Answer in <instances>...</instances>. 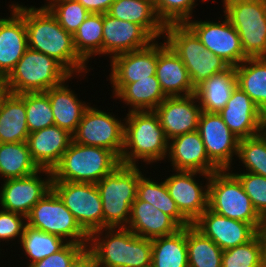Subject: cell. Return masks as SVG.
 <instances>
[{
	"label": "cell",
	"mask_w": 266,
	"mask_h": 267,
	"mask_svg": "<svg viewBox=\"0 0 266 267\" xmlns=\"http://www.w3.org/2000/svg\"><path fill=\"white\" fill-rule=\"evenodd\" d=\"M151 267H189L187 226L172 235L152 239Z\"/></svg>",
	"instance_id": "1f68e13d"
},
{
	"label": "cell",
	"mask_w": 266,
	"mask_h": 267,
	"mask_svg": "<svg viewBox=\"0 0 266 267\" xmlns=\"http://www.w3.org/2000/svg\"><path fill=\"white\" fill-rule=\"evenodd\" d=\"M223 250L193 224L187 226L189 267H222Z\"/></svg>",
	"instance_id": "e575fe53"
},
{
	"label": "cell",
	"mask_w": 266,
	"mask_h": 267,
	"mask_svg": "<svg viewBox=\"0 0 266 267\" xmlns=\"http://www.w3.org/2000/svg\"><path fill=\"white\" fill-rule=\"evenodd\" d=\"M10 17H0V80H4L14 69L28 48L24 21V5H9Z\"/></svg>",
	"instance_id": "e0dca14e"
},
{
	"label": "cell",
	"mask_w": 266,
	"mask_h": 267,
	"mask_svg": "<svg viewBox=\"0 0 266 267\" xmlns=\"http://www.w3.org/2000/svg\"><path fill=\"white\" fill-rule=\"evenodd\" d=\"M156 210L157 209L153 205L149 204L146 201L139 200L138 198H136L133 204L131 205L130 217L153 215L156 212Z\"/></svg>",
	"instance_id": "c3c4849f"
},
{
	"label": "cell",
	"mask_w": 266,
	"mask_h": 267,
	"mask_svg": "<svg viewBox=\"0 0 266 267\" xmlns=\"http://www.w3.org/2000/svg\"><path fill=\"white\" fill-rule=\"evenodd\" d=\"M219 115L239 139L258 135L266 129V115L238 86Z\"/></svg>",
	"instance_id": "ac0fdd59"
},
{
	"label": "cell",
	"mask_w": 266,
	"mask_h": 267,
	"mask_svg": "<svg viewBox=\"0 0 266 267\" xmlns=\"http://www.w3.org/2000/svg\"><path fill=\"white\" fill-rule=\"evenodd\" d=\"M26 225V217L19 213L0 209V242L18 240L20 243ZM7 241V242H6Z\"/></svg>",
	"instance_id": "f6af8a7d"
},
{
	"label": "cell",
	"mask_w": 266,
	"mask_h": 267,
	"mask_svg": "<svg viewBox=\"0 0 266 267\" xmlns=\"http://www.w3.org/2000/svg\"><path fill=\"white\" fill-rule=\"evenodd\" d=\"M168 140L198 130L202 112L195 94L166 97L154 110Z\"/></svg>",
	"instance_id": "d6986e66"
},
{
	"label": "cell",
	"mask_w": 266,
	"mask_h": 267,
	"mask_svg": "<svg viewBox=\"0 0 266 267\" xmlns=\"http://www.w3.org/2000/svg\"><path fill=\"white\" fill-rule=\"evenodd\" d=\"M258 234L261 237L263 243L264 258L266 262V218H263V221L261 222L258 229Z\"/></svg>",
	"instance_id": "f907efd6"
},
{
	"label": "cell",
	"mask_w": 266,
	"mask_h": 267,
	"mask_svg": "<svg viewBox=\"0 0 266 267\" xmlns=\"http://www.w3.org/2000/svg\"><path fill=\"white\" fill-rule=\"evenodd\" d=\"M237 87L236 67L212 75L195 88V96L203 112L219 113Z\"/></svg>",
	"instance_id": "f1b7e54d"
},
{
	"label": "cell",
	"mask_w": 266,
	"mask_h": 267,
	"mask_svg": "<svg viewBox=\"0 0 266 267\" xmlns=\"http://www.w3.org/2000/svg\"><path fill=\"white\" fill-rule=\"evenodd\" d=\"M25 108L29 133L54 125L50 100L45 92H26Z\"/></svg>",
	"instance_id": "60d3db41"
},
{
	"label": "cell",
	"mask_w": 266,
	"mask_h": 267,
	"mask_svg": "<svg viewBox=\"0 0 266 267\" xmlns=\"http://www.w3.org/2000/svg\"><path fill=\"white\" fill-rule=\"evenodd\" d=\"M235 67L237 86L266 115V57H249Z\"/></svg>",
	"instance_id": "4dcf8cb0"
},
{
	"label": "cell",
	"mask_w": 266,
	"mask_h": 267,
	"mask_svg": "<svg viewBox=\"0 0 266 267\" xmlns=\"http://www.w3.org/2000/svg\"><path fill=\"white\" fill-rule=\"evenodd\" d=\"M127 228L147 239L172 235L181 229L170 216L158 209L153 215L130 217Z\"/></svg>",
	"instance_id": "f35d334b"
},
{
	"label": "cell",
	"mask_w": 266,
	"mask_h": 267,
	"mask_svg": "<svg viewBox=\"0 0 266 267\" xmlns=\"http://www.w3.org/2000/svg\"><path fill=\"white\" fill-rule=\"evenodd\" d=\"M91 14L107 13L115 0H77Z\"/></svg>",
	"instance_id": "7dc6e473"
},
{
	"label": "cell",
	"mask_w": 266,
	"mask_h": 267,
	"mask_svg": "<svg viewBox=\"0 0 266 267\" xmlns=\"http://www.w3.org/2000/svg\"><path fill=\"white\" fill-rule=\"evenodd\" d=\"M222 267H266L263 243L259 234L245 244L224 250Z\"/></svg>",
	"instance_id": "ab89813d"
},
{
	"label": "cell",
	"mask_w": 266,
	"mask_h": 267,
	"mask_svg": "<svg viewBox=\"0 0 266 267\" xmlns=\"http://www.w3.org/2000/svg\"><path fill=\"white\" fill-rule=\"evenodd\" d=\"M237 158L246 172L266 177V129L258 135L239 139Z\"/></svg>",
	"instance_id": "74e56055"
},
{
	"label": "cell",
	"mask_w": 266,
	"mask_h": 267,
	"mask_svg": "<svg viewBox=\"0 0 266 267\" xmlns=\"http://www.w3.org/2000/svg\"><path fill=\"white\" fill-rule=\"evenodd\" d=\"M44 6L70 34H74L90 12L77 0H45Z\"/></svg>",
	"instance_id": "b9f144b4"
},
{
	"label": "cell",
	"mask_w": 266,
	"mask_h": 267,
	"mask_svg": "<svg viewBox=\"0 0 266 267\" xmlns=\"http://www.w3.org/2000/svg\"><path fill=\"white\" fill-rule=\"evenodd\" d=\"M26 120L25 93L0 94V143L27 142L29 135Z\"/></svg>",
	"instance_id": "4316f807"
},
{
	"label": "cell",
	"mask_w": 266,
	"mask_h": 267,
	"mask_svg": "<svg viewBox=\"0 0 266 267\" xmlns=\"http://www.w3.org/2000/svg\"><path fill=\"white\" fill-rule=\"evenodd\" d=\"M154 39L138 24L103 13L102 55L110 60L123 53L147 47Z\"/></svg>",
	"instance_id": "7402d4cb"
},
{
	"label": "cell",
	"mask_w": 266,
	"mask_h": 267,
	"mask_svg": "<svg viewBox=\"0 0 266 267\" xmlns=\"http://www.w3.org/2000/svg\"><path fill=\"white\" fill-rule=\"evenodd\" d=\"M107 14L140 25L154 40L164 37L165 26L156 14L153 0H115Z\"/></svg>",
	"instance_id": "f546056e"
},
{
	"label": "cell",
	"mask_w": 266,
	"mask_h": 267,
	"mask_svg": "<svg viewBox=\"0 0 266 267\" xmlns=\"http://www.w3.org/2000/svg\"><path fill=\"white\" fill-rule=\"evenodd\" d=\"M104 235V236H103ZM95 267H151L152 239L128 228H103L89 235Z\"/></svg>",
	"instance_id": "7a4b0ae2"
},
{
	"label": "cell",
	"mask_w": 266,
	"mask_h": 267,
	"mask_svg": "<svg viewBox=\"0 0 266 267\" xmlns=\"http://www.w3.org/2000/svg\"><path fill=\"white\" fill-rule=\"evenodd\" d=\"M52 189L88 235L103 229L102 200L96 184L52 182Z\"/></svg>",
	"instance_id": "7c38bea8"
},
{
	"label": "cell",
	"mask_w": 266,
	"mask_h": 267,
	"mask_svg": "<svg viewBox=\"0 0 266 267\" xmlns=\"http://www.w3.org/2000/svg\"><path fill=\"white\" fill-rule=\"evenodd\" d=\"M174 172L164 179L165 185L179 211L193 223L208 208L211 175L196 171ZM197 175L206 179L205 185L196 179Z\"/></svg>",
	"instance_id": "9a60e30c"
},
{
	"label": "cell",
	"mask_w": 266,
	"mask_h": 267,
	"mask_svg": "<svg viewBox=\"0 0 266 267\" xmlns=\"http://www.w3.org/2000/svg\"><path fill=\"white\" fill-rule=\"evenodd\" d=\"M186 24L199 37L205 49L221 57L230 66H238L248 58L243 52L237 31L226 16L223 21L190 19Z\"/></svg>",
	"instance_id": "5bb4252c"
},
{
	"label": "cell",
	"mask_w": 266,
	"mask_h": 267,
	"mask_svg": "<svg viewBox=\"0 0 266 267\" xmlns=\"http://www.w3.org/2000/svg\"><path fill=\"white\" fill-rule=\"evenodd\" d=\"M156 77L167 97L195 93L187 68L165 40L157 41Z\"/></svg>",
	"instance_id": "cb8c5ba5"
},
{
	"label": "cell",
	"mask_w": 266,
	"mask_h": 267,
	"mask_svg": "<svg viewBox=\"0 0 266 267\" xmlns=\"http://www.w3.org/2000/svg\"><path fill=\"white\" fill-rule=\"evenodd\" d=\"M140 169L139 165L120 164L96 183L102 200L103 228H127L139 179L145 175Z\"/></svg>",
	"instance_id": "5b68a950"
},
{
	"label": "cell",
	"mask_w": 266,
	"mask_h": 267,
	"mask_svg": "<svg viewBox=\"0 0 266 267\" xmlns=\"http://www.w3.org/2000/svg\"><path fill=\"white\" fill-rule=\"evenodd\" d=\"M112 112L106 113L97 107L88 106L72 135L73 141L113 151L119 158L124 146V119H118Z\"/></svg>",
	"instance_id": "8fae6325"
},
{
	"label": "cell",
	"mask_w": 266,
	"mask_h": 267,
	"mask_svg": "<svg viewBox=\"0 0 266 267\" xmlns=\"http://www.w3.org/2000/svg\"><path fill=\"white\" fill-rule=\"evenodd\" d=\"M38 170L27 142L0 143V177L3 180L27 177Z\"/></svg>",
	"instance_id": "d6a6232c"
},
{
	"label": "cell",
	"mask_w": 266,
	"mask_h": 267,
	"mask_svg": "<svg viewBox=\"0 0 266 267\" xmlns=\"http://www.w3.org/2000/svg\"><path fill=\"white\" fill-rule=\"evenodd\" d=\"M73 78L54 58L28 47L3 80V88L13 94L46 92L66 79L71 81Z\"/></svg>",
	"instance_id": "8992f818"
},
{
	"label": "cell",
	"mask_w": 266,
	"mask_h": 267,
	"mask_svg": "<svg viewBox=\"0 0 266 267\" xmlns=\"http://www.w3.org/2000/svg\"><path fill=\"white\" fill-rule=\"evenodd\" d=\"M112 98L120 99L130 111L155 110L165 99L156 75L132 83H111Z\"/></svg>",
	"instance_id": "484cf974"
},
{
	"label": "cell",
	"mask_w": 266,
	"mask_h": 267,
	"mask_svg": "<svg viewBox=\"0 0 266 267\" xmlns=\"http://www.w3.org/2000/svg\"><path fill=\"white\" fill-rule=\"evenodd\" d=\"M73 140L68 131L53 125L28 135L32 160L40 169L53 170Z\"/></svg>",
	"instance_id": "d4e9b609"
},
{
	"label": "cell",
	"mask_w": 266,
	"mask_h": 267,
	"mask_svg": "<svg viewBox=\"0 0 266 267\" xmlns=\"http://www.w3.org/2000/svg\"><path fill=\"white\" fill-rule=\"evenodd\" d=\"M24 21L29 48L54 58L74 77H84L90 72L88 63L75 50L73 35L58 23L44 5L39 8L35 5L24 6Z\"/></svg>",
	"instance_id": "6da1fadb"
},
{
	"label": "cell",
	"mask_w": 266,
	"mask_h": 267,
	"mask_svg": "<svg viewBox=\"0 0 266 267\" xmlns=\"http://www.w3.org/2000/svg\"><path fill=\"white\" fill-rule=\"evenodd\" d=\"M163 38L184 63L195 88L212 75L230 67L221 57L205 49L199 37L186 23L165 26Z\"/></svg>",
	"instance_id": "52a82bcc"
},
{
	"label": "cell",
	"mask_w": 266,
	"mask_h": 267,
	"mask_svg": "<svg viewBox=\"0 0 266 267\" xmlns=\"http://www.w3.org/2000/svg\"><path fill=\"white\" fill-rule=\"evenodd\" d=\"M143 175L137 185V198L153 205L156 209L170 216L181 228L192 223L179 211L176 202L171 198L164 180L150 179Z\"/></svg>",
	"instance_id": "836d02e7"
},
{
	"label": "cell",
	"mask_w": 266,
	"mask_h": 267,
	"mask_svg": "<svg viewBox=\"0 0 266 267\" xmlns=\"http://www.w3.org/2000/svg\"><path fill=\"white\" fill-rule=\"evenodd\" d=\"M125 117L121 164L137 166L139 159L145 165L166 161L169 140L154 110L130 111Z\"/></svg>",
	"instance_id": "3957f363"
},
{
	"label": "cell",
	"mask_w": 266,
	"mask_h": 267,
	"mask_svg": "<svg viewBox=\"0 0 266 267\" xmlns=\"http://www.w3.org/2000/svg\"><path fill=\"white\" fill-rule=\"evenodd\" d=\"M88 245L67 243L61 250L26 267H68L70 262Z\"/></svg>",
	"instance_id": "bcb514c9"
},
{
	"label": "cell",
	"mask_w": 266,
	"mask_h": 267,
	"mask_svg": "<svg viewBox=\"0 0 266 267\" xmlns=\"http://www.w3.org/2000/svg\"><path fill=\"white\" fill-rule=\"evenodd\" d=\"M157 40L147 47L119 54L110 60L109 83H132L156 75Z\"/></svg>",
	"instance_id": "603a6c76"
},
{
	"label": "cell",
	"mask_w": 266,
	"mask_h": 267,
	"mask_svg": "<svg viewBox=\"0 0 266 267\" xmlns=\"http://www.w3.org/2000/svg\"><path fill=\"white\" fill-rule=\"evenodd\" d=\"M208 208L221 216L249 223L257 231L263 221L241 182L229 169L211 174Z\"/></svg>",
	"instance_id": "ba28073f"
},
{
	"label": "cell",
	"mask_w": 266,
	"mask_h": 267,
	"mask_svg": "<svg viewBox=\"0 0 266 267\" xmlns=\"http://www.w3.org/2000/svg\"><path fill=\"white\" fill-rule=\"evenodd\" d=\"M67 81L68 79L60 85L48 89L45 93L50 100L54 125L73 135L77 130L85 109L91 103L87 104L82 99H78L75 91L67 85Z\"/></svg>",
	"instance_id": "83f0119b"
},
{
	"label": "cell",
	"mask_w": 266,
	"mask_h": 267,
	"mask_svg": "<svg viewBox=\"0 0 266 267\" xmlns=\"http://www.w3.org/2000/svg\"><path fill=\"white\" fill-rule=\"evenodd\" d=\"M68 242L59 236L25 225L20 246L28 266L61 250Z\"/></svg>",
	"instance_id": "8d00e7d4"
},
{
	"label": "cell",
	"mask_w": 266,
	"mask_h": 267,
	"mask_svg": "<svg viewBox=\"0 0 266 267\" xmlns=\"http://www.w3.org/2000/svg\"><path fill=\"white\" fill-rule=\"evenodd\" d=\"M41 174L47 177L42 178L44 175ZM52 179V170L40 169L27 177L3 180L0 186V208L26 217L52 189Z\"/></svg>",
	"instance_id": "4fadbf2b"
},
{
	"label": "cell",
	"mask_w": 266,
	"mask_h": 267,
	"mask_svg": "<svg viewBox=\"0 0 266 267\" xmlns=\"http://www.w3.org/2000/svg\"><path fill=\"white\" fill-rule=\"evenodd\" d=\"M121 164L111 150L81 145L72 140L60 162L52 170V182L96 184Z\"/></svg>",
	"instance_id": "277c9868"
},
{
	"label": "cell",
	"mask_w": 266,
	"mask_h": 267,
	"mask_svg": "<svg viewBox=\"0 0 266 267\" xmlns=\"http://www.w3.org/2000/svg\"><path fill=\"white\" fill-rule=\"evenodd\" d=\"M198 131L209 159L220 169H230L237 158L239 138L229 130L219 113L201 112Z\"/></svg>",
	"instance_id": "2e32d148"
},
{
	"label": "cell",
	"mask_w": 266,
	"mask_h": 267,
	"mask_svg": "<svg viewBox=\"0 0 266 267\" xmlns=\"http://www.w3.org/2000/svg\"><path fill=\"white\" fill-rule=\"evenodd\" d=\"M159 20L164 26L187 23L198 0H153Z\"/></svg>",
	"instance_id": "7bdbcfd3"
},
{
	"label": "cell",
	"mask_w": 266,
	"mask_h": 267,
	"mask_svg": "<svg viewBox=\"0 0 266 267\" xmlns=\"http://www.w3.org/2000/svg\"><path fill=\"white\" fill-rule=\"evenodd\" d=\"M223 16L237 31L244 54L266 57V0H223Z\"/></svg>",
	"instance_id": "9c48e42d"
},
{
	"label": "cell",
	"mask_w": 266,
	"mask_h": 267,
	"mask_svg": "<svg viewBox=\"0 0 266 267\" xmlns=\"http://www.w3.org/2000/svg\"><path fill=\"white\" fill-rule=\"evenodd\" d=\"M166 159L171 162L173 171H196L211 175L220 170L207 156L198 130L170 139Z\"/></svg>",
	"instance_id": "44dd1931"
},
{
	"label": "cell",
	"mask_w": 266,
	"mask_h": 267,
	"mask_svg": "<svg viewBox=\"0 0 266 267\" xmlns=\"http://www.w3.org/2000/svg\"><path fill=\"white\" fill-rule=\"evenodd\" d=\"M73 43L76 52L86 63L94 56L102 57L103 13H90L73 34Z\"/></svg>",
	"instance_id": "d590c367"
},
{
	"label": "cell",
	"mask_w": 266,
	"mask_h": 267,
	"mask_svg": "<svg viewBox=\"0 0 266 267\" xmlns=\"http://www.w3.org/2000/svg\"><path fill=\"white\" fill-rule=\"evenodd\" d=\"M4 91V88H3V81L0 80V94Z\"/></svg>",
	"instance_id": "816d5d0a"
},
{
	"label": "cell",
	"mask_w": 266,
	"mask_h": 267,
	"mask_svg": "<svg viewBox=\"0 0 266 267\" xmlns=\"http://www.w3.org/2000/svg\"><path fill=\"white\" fill-rule=\"evenodd\" d=\"M26 224L63 238L68 243L88 245L89 235L81 228L63 201L51 189L26 216Z\"/></svg>",
	"instance_id": "30bf717a"
},
{
	"label": "cell",
	"mask_w": 266,
	"mask_h": 267,
	"mask_svg": "<svg viewBox=\"0 0 266 267\" xmlns=\"http://www.w3.org/2000/svg\"><path fill=\"white\" fill-rule=\"evenodd\" d=\"M192 224L223 251L247 243L258 233L251 224L221 216L209 208Z\"/></svg>",
	"instance_id": "ffe728a7"
},
{
	"label": "cell",
	"mask_w": 266,
	"mask_h": 267,
	"mask_svg": "<svg viewBox=\"0 0 266 267\" xmlns=\"http://www.w3.org/2000/svg\"><path fill=\"white\" fill-rule=\"evenodd\" d=\"M68 267H95L91 250L85 247L68 265Z\"/></svg>",
	"instance_id": "681fc988"
},
{
	"label": "cell",
	"mask_w": 266,
	"mask_h": 267,
	"mask_svg": "<svg viewBox=\"0 0 266 267\" xmlns=\"http://www.w3.org/2000/svg\"><path fill=\"white\" fill-rule=\"evenodd\" d=\"M232 169V170H231ZM241 182L244 191L252 201L255 210L262 218H266V177L250 172H233V167L229 169Z\"/></svg>",
	"instance_id": "ee69618b"
}]
</instances>
